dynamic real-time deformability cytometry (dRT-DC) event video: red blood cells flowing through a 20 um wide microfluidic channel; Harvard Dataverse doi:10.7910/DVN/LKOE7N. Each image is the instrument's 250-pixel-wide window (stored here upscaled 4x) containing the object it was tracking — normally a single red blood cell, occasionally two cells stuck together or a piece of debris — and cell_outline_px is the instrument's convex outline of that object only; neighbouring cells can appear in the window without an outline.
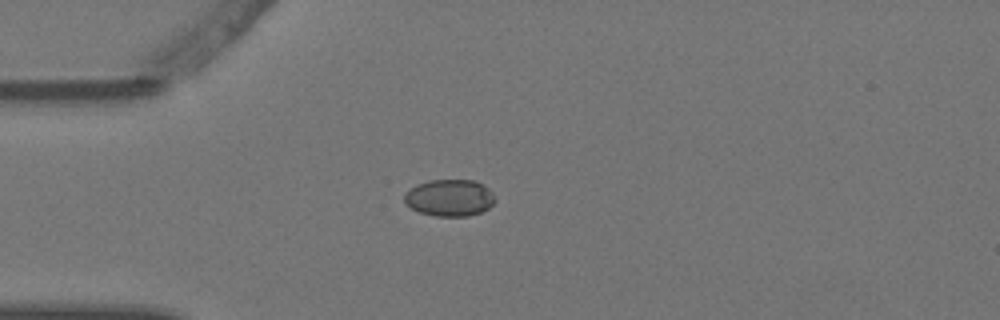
{"species": "Egyptian fruit bat (a non-hibernating species)", "species_latin": "Rousettus aegyptiacus", "temperature_condition": "warm", "stored_images_in_passage": 6, "camera_frame_rate_fps": 3000, "um_per_image_px": 0.085, "animal": {"sex": "female"}, "frame": {"image": 1, "passage_image": 4, "time_ms": 1.0, "image_size_px": [1000, 320], "cell_outline_px": [[496, 200], [488, 208], [480, 212], [468, 216], [436, 216], [420, 212], [404, 204], [404, 192], [416, 184], [428, 180], [476, 180], [484, 184], [492, 192]], "centroid_in_image_um": [38.2, 16.8], "position_along_channel_um": 46.8, "area_um2": 19.65}}
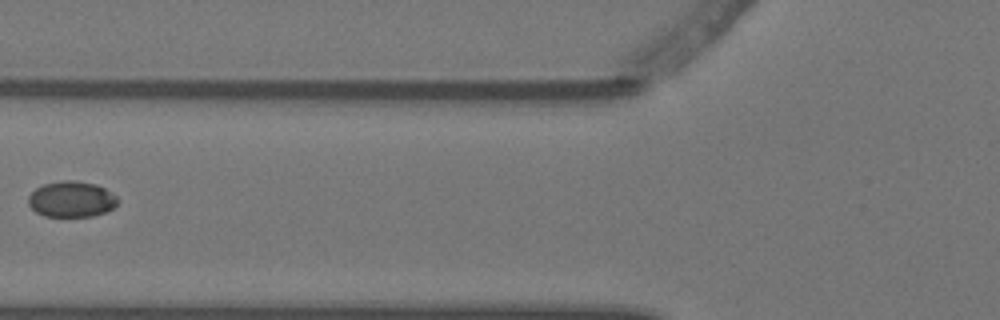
{"frame": {"image": 2, "passage_image": 6, "time_ms": 1.667, "image_size_px": [1000, 320], "cell_outline_px": [[116, 204], [112, 208], [104, 212], [92, 216], [44, 216], [36, 212], [28, 204], [28, 196], [36, 188], [44, 184], [64, 180], [72, 180], [96, 184], [112, 192], [116, 196]], "centroid_in_image_um": [6.05, 16.93], "position_along_channel_um": 119.7, "area_um2": 18.5}}